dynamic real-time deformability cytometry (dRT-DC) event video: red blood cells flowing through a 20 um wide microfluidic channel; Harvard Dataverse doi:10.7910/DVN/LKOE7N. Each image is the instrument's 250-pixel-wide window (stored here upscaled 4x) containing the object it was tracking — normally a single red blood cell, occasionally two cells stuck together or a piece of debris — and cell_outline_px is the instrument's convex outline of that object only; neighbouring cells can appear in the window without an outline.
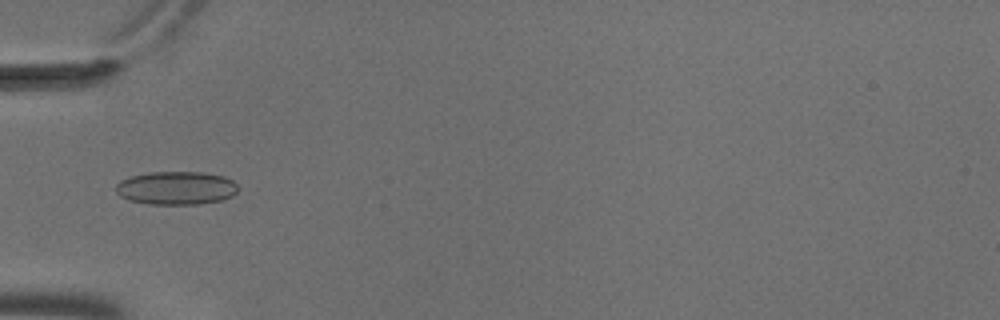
{"species": "common noctule bat (a hibernating species)", "species_latin": "Nyctalus noctula", "temperature_condition": "cold", "stored_images_in_passage": 10, "camera_frame_rate_fps": 3000, "um_per_image_px": 0.085, "animal": {"sex": "male", "body_mass_g": 18.8}, "frame": {"image": 1, "passage_image": 5, "time_ms": 1.333, "image_size_px": [1000, 320], "cell_outline_px": [[236, 192], [232, 196], [220, 200], [200, 204], [148, 204], [132, 200], [120, 196], [116, 192], [116, 184], [120, 180], [132, 176], [152, 172], [204, 172], [224, 176], [232, 180], [236, 184]], "centroid_in_image_um": [14.98, 15.98], "position_along_channel_um": 70.0, "area_um2": 23.58}}
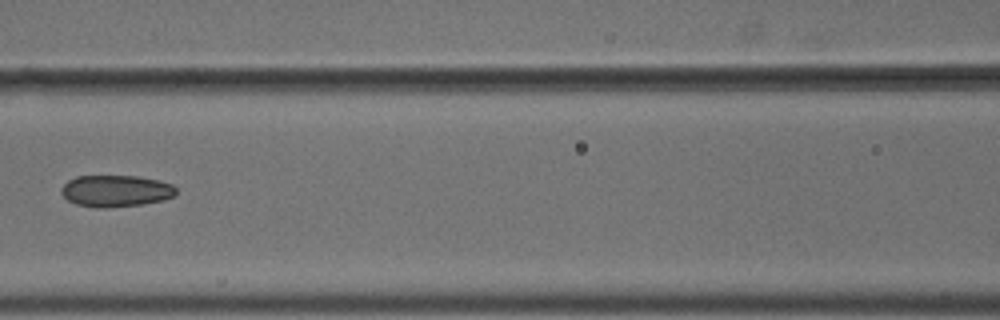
{"frame": {"image": 2, "passage_image": 7, "time_ms": 2.0, "image_size_px": [1000, 320], "cell_outline_px": [[176, 192], [172, 196], [164, 200], [144, 204], [104, 208], [96, 208], [76, 204], [68, 200], [60, 192], [60, 188], [68, 180], [76, 176], [136, 176], [160, 180], [172, 184], [176, 188]], "centroid_in_image_um": [9.83, 16.23], "position_along_channel_um": 156.8, "area_um2": 21.33}}
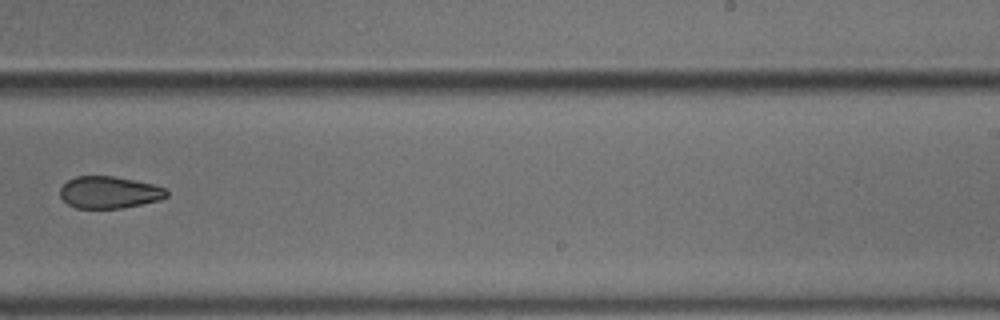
{"frame": {"image": 3, "passage_image": 10, "time_ms": 3.0, "image_size_px": [1000, 320], "cell_outline_px": [[168, 196], [160, 200], [120, 208], [76, 208], [68, 204], [60, 196], [60, 188], [68, 180], [76, 176], [112, 176], [152, 184], [168, 188]], "centroid_in_image_um": [9.29, 16.35], "position_along_channel_um": 279.7, "area_um2": 19.77}}